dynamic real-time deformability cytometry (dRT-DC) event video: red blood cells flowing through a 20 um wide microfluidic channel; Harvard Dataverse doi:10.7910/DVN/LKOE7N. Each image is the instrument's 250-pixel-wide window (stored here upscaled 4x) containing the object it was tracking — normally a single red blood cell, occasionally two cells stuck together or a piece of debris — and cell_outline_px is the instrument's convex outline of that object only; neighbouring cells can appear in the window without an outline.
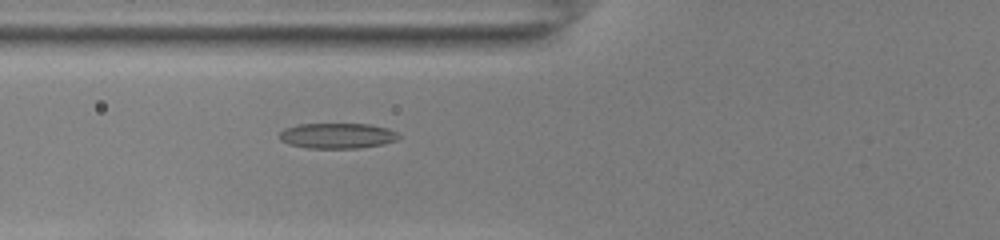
{"species": "common noctule bat (a hibernating species)", "species_latin": "Nyctalus noctula", "temperature_condition": "room temperature", "stored_images_in_passage": 38, "camera_frame_rate_fps": 3000, "um_per_image_px": 0.085, "animal": {"sex": "female", "body_mass_g": 22.0, "forearm_length_mm": 56.7}, "frame": {"image": 1, "passage_image": 7, "time_ms": 2.0, "image_size_px": [1000, 240], "cell_outline_px": [[400, 136], [396, 140], [384, 144], [360, 148], [308, 148], [288, 144], [280, 140], [280, 132], [284, 128], [296, 124], [372, 124], [388, 128], [396, 132]], "centroid_in_image_um": [28.67, 11.53], "position_along_channel_um": 97.1, "area_um2": 17.8}}
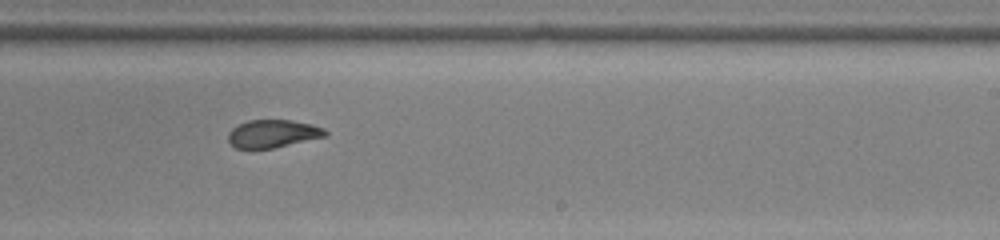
{"frame": {"image": 2, "passage_image": 20, "time_ms": 6.333, "image_size_px": [1000, 240], "cell_outline_px": [[328, 136], [272, 148], [236, 148], [228, 140], [228, 132], [232, 128], [248, 120], [292, 120], [312, 124], [324, 128], [328, 132]], "centroid_in_image_um": [23.22, 11.35], "position_along_channel_um": 265.8, "area_um2": 15.72}}
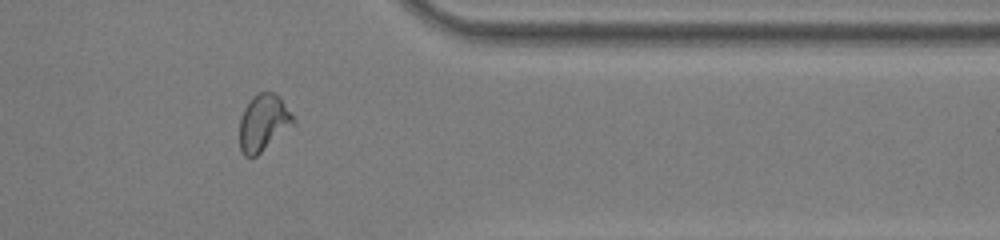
{"frame": {"image": 3, "passage_image": 30, "time_ms": 9.667, "image_size_px": [1000, 240], "cell_outline_px": [[296, 124], [256, 156], [244, 156], [240, 148], [240, 116], [244, 108], [252, 96], [256, 92], [272, 92], [280, 96], [296, 120]], "centroid_in_image_um": [22.41, 10.41], "position_along_channel_um": 389.0, "area_um2": 17.98}, "authors_computed_cell_mechanics": {"area_um2": 17.3978, "velocity_mm_per_s": 3.8983, "shape_relaxation_time_tau1_ms": null, "shape_relaxation_time_tau2_ms": 1.9863, "deformation_change_tau1": null, "deformation_change_tau2": 0.0579}}